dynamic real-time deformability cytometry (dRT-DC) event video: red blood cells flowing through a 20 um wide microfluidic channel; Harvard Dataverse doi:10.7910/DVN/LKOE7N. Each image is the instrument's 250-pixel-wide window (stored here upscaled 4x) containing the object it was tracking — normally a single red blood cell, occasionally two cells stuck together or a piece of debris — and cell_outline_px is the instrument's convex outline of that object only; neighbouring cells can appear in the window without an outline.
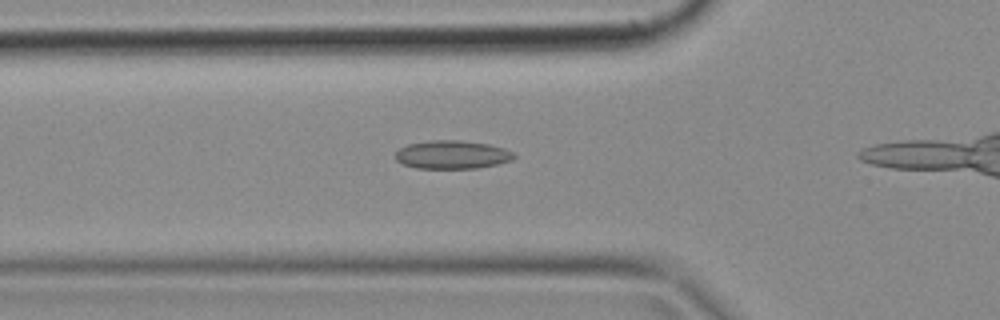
{"species": "common noctule bat (a hibernating species)", "species_latin": "Nyctalus noctula", "temperature_condition": "cold", "stored_images_in_passage": 21, "camera_frame_rate_fps": 3000, "um_per_image_px": 0.085, "animal": {"sex": "female", "body_mass_g": 18.4}, "frame": {"image": 1, "passage_image": 10, "time_ms": 3.0, "image_size_px": [1000, 320], "cell_outline_px": [[516, 156], [512, 160], [496, 164], [476, 168], [416, 168], [404, 164], [396, 160], [396, 152], [400, 148], [408, 144], [428, 140], [460, 140], [488, 144], [504, 148], [512, 152]], "centroid_in_image_um": [38.43, 13.14], "position_along_channel_um": 87.4, "area_um2": 19.48}}